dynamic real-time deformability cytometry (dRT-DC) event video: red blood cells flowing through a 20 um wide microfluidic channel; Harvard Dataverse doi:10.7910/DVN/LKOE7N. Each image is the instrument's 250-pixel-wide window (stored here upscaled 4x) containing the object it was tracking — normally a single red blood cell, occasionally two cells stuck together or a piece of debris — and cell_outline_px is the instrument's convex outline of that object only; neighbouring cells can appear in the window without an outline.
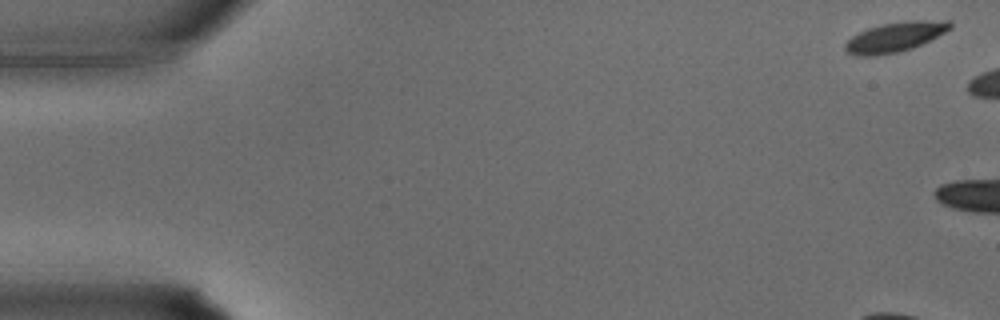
{"species": "common noctule bat (a hibernating species)", "species_latin": "Nyctalus noctula", "temperature_condition": "warm", "stored_images_in_passage": 4, "camera_frame_rate_fps": 3000, "um_per_image_px": 0.085, "animal": {"sex": "male", "body_mass_g": 15.6}, "frame": {"image": 1, "passage_image": 1, "time_ms": 0.0, "image_size_px": [1000, 320], "cell_outline_px": [[952, 28], [912, 48], [896, 52], [876, 56], [856, 56], [848, 52], [844, 48], [844, 44], [852, 36], [868, 28], [880, 24], [912, 20], [948, 20], [952, 24]], "centroid_in_image_um": [76.05, 3.14], "position_along_channel_um": 8.9, "area_um2": 18.03}}